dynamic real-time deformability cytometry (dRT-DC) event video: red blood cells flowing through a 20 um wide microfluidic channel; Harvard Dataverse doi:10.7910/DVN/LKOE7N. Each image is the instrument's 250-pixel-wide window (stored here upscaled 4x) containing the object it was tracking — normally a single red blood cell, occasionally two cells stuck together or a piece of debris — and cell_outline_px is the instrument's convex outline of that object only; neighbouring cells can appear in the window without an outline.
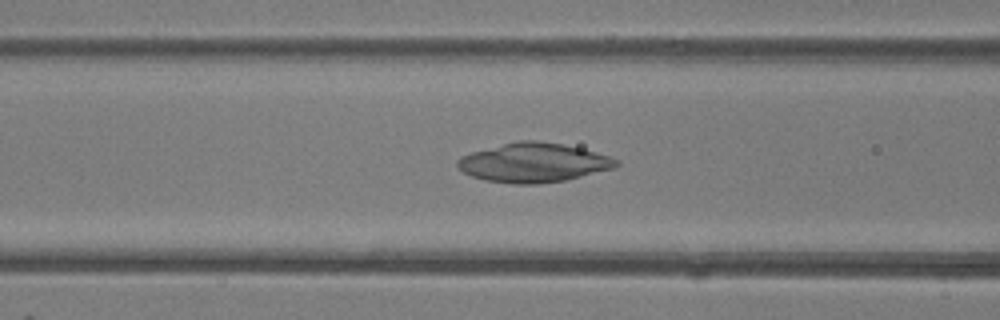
{"species": "common noctule bat (a hibernating species)", "species_latin": "Nyctalus noctula", "temperature_condition": "room temperature", "stored_images_in_passage": 45, "camera_frame_rate_fps": 3000, "um_per_image_px": 0.085, "animal": {"sex": "female"}, "frame": {"image": 1, "passage_image": 18, "time_ms": 5.667, "image_size_px": [1000, 320], "cell_outline_px": [[620, 164], [616, 168], [564, 180], [536, 184], [512, 184], [484, 180], [472, 176], [456, 168], [456, 160], [460, 156], [472, 152], [516, 140], [536, 140], [560, 144], [580, 148], [596, 152], [620, 160]], "centroid_in_image_um": [45.33, 13.83], "position_along_channel_um": 121.3, "area_um2": 36.36}}
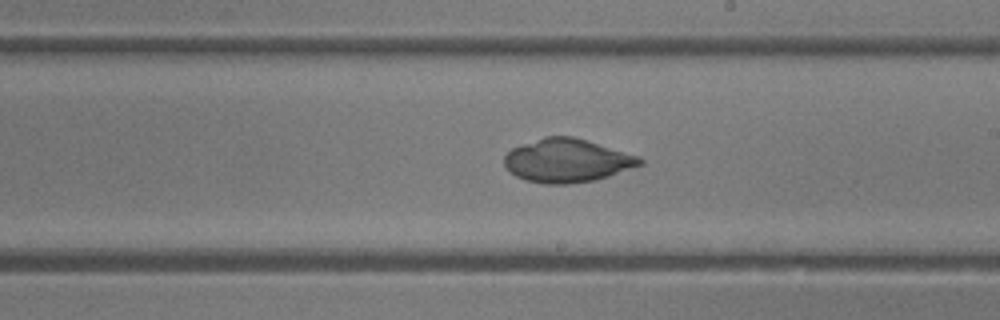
{"frame": {"image": 2, "passage_image": 26, "time_ms": 8.333, "image_size_px": [1000, 320], "cell_outline_px": [[644, 164], [596, 180], [568, 184], [544, 184], [524, 180], [516, 176], [504, 164], [504, 156], [512, 148], [544, 136], [572, 136], [636, 156], [644, 160]], "centroid_in_image_um": [48.17, 13.66], "position_along_channel_um": 240.8, "area_um2": 33.93}}
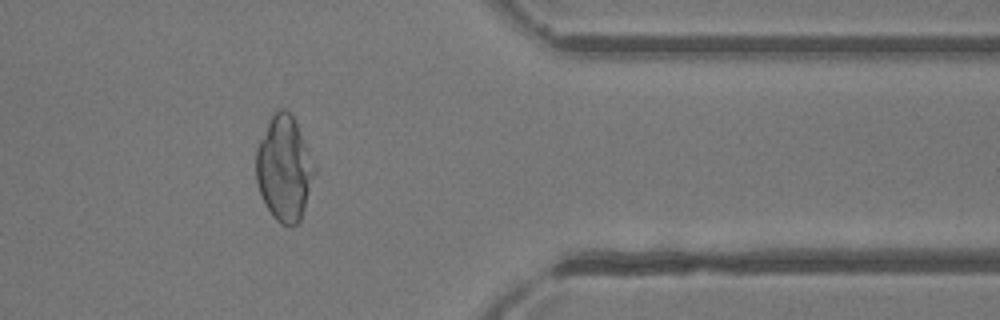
{"frame": {"image": 3, "passage_image": 37, "time_ms": 12.0, "image_size_px": [1000, 320], "cell_outline_px": [[316, 172], [300, 220], [296, 224], [280, 224], [272, 216], [260, 192], [256, 180], [256, 148], [268, 120], [280, 108], [284, 108], [292, 116], [296, 124], [316, 168]], "centroid_in_image_um": [24.14, 14.32], "position_along_channel_um": 387.3, "area_um2": 35.08}}